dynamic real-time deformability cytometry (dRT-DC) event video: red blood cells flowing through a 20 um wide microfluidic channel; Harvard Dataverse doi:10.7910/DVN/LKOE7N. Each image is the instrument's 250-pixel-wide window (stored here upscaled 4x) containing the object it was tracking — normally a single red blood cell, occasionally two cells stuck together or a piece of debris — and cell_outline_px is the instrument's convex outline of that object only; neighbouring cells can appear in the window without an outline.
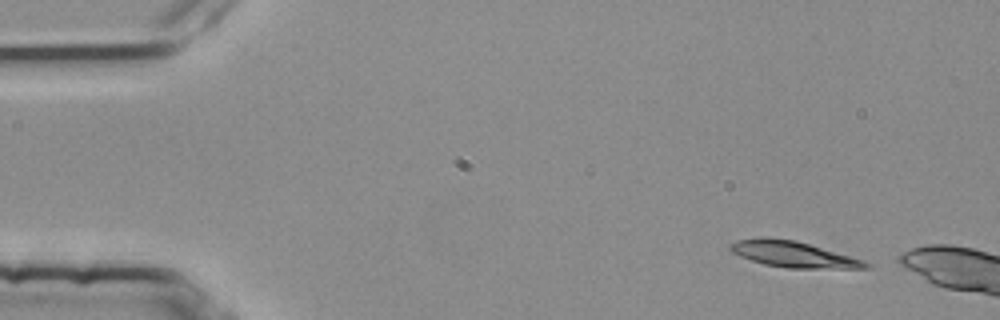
{"species": "common noctule bat (a hibernating species)", "species_latin": "Nyctalus noctula", "temperature_condition": "room temperature", "stored_images_in_passage": 7, "camera_frame_rate_fps": 3000, "um_per_image_px": 0.085, "animal": {"sex": "female", "body_mass_g": 25.1}, "frame": {"image": 1, "passage_image": 1, "time_ms": 0.0, "image_size_px": [1000, 320], "cell_outline_px": [[868, 268], [788, 268], [764, 264], [740, 256], [732, 252], [728, 248], [736, 240], [760, 236], [764, 236], [796, 240], [864, 260], [868, 264]], "centroid_in_image_um": [67.37, 21.59], "position_along_channel_um": 17.6, "area_um2": 20.4}}